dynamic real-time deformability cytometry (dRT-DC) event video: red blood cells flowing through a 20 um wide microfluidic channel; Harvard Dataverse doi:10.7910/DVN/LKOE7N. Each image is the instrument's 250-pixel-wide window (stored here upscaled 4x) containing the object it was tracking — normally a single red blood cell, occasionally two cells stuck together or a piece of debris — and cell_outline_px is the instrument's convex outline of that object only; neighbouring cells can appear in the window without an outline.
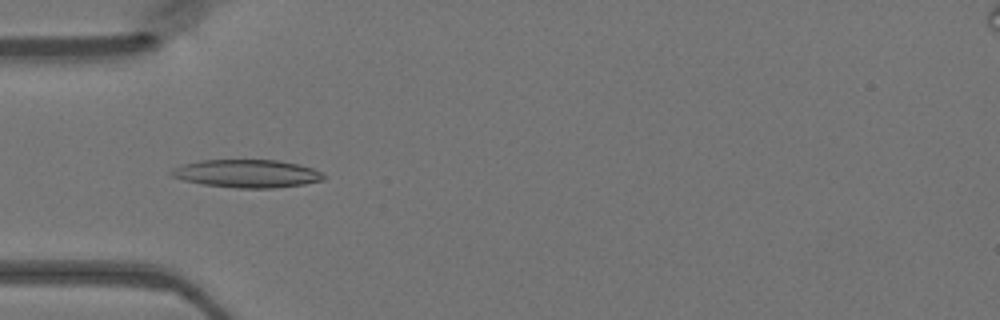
{"species": "Egyptian fruit bat (a non-hibernating species)", "species_latin": "Rousettus aegyptiacus", "temperature_condition": "warm", "stored_images_in_passage": 36, "camera_frame_rate_fps": 3000, "um_per_image_px": 0.085, "animal": {"sex": "female"}, "frame": {"image": 1, "passage_image": 3, "time_ms": 0.667, "image_size_px": [1000, 320], "cell_outline_px": [[324, 180], [304, 184], [272, 188], [236, 188], [204, 184], [184, 180], [172, 176], [168, 172], [172, 168], [184, 164], [200, 160], [280, 160], [300, 164], [324, 172]], "centroid_in_image_um": [21.02, 14.75], "position_along_channel_um": 64.0, "area_um2": 24.91}}
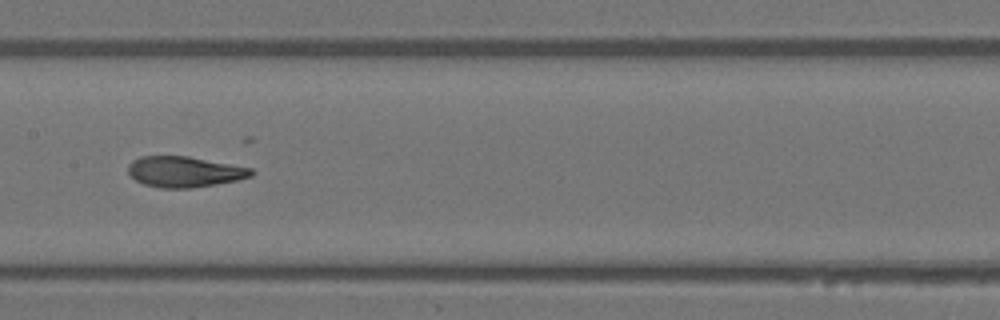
{"frame": {"image": 2, "passage_image": 12, "time_ms": 3.667, "image_size_px": [1000, 320], "cell_outline_px": [[256, 172], [252, 176], [236, 180], [216, 184], [192, 188], [160, 188], [144, 184], [136, 180], [128, 172], [128, 164], [132, 160], [140, 156], [188, 156], [252, 168]], "centroid_in_image_um": [15.68, 14.6], "position_along_channel_um": 191.7, "area_um2": 22.08}}
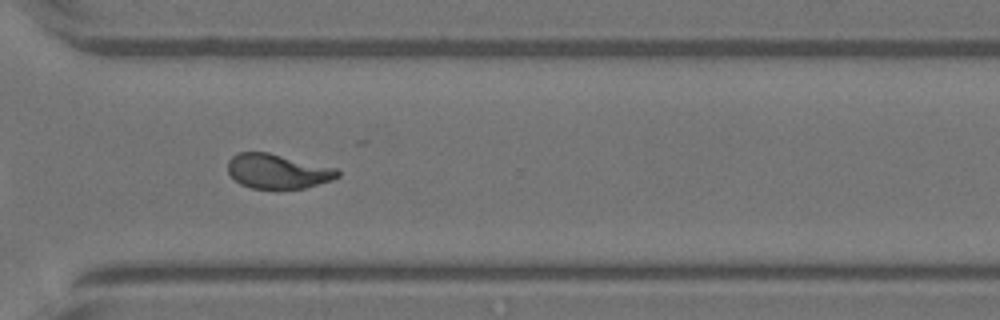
{"frame": {"image": 3, "passage_image": 23, "time_ms": 7.333, "image_size_px": [1000, 320], "cell_outline_px": [[340, 176], [332, 180], [304, 188], [252, 188], [240, 184], [228, 172], [228, 160], [232, 156], [240, 152], [268, 152], [336, 168], [340, 172]], "centroid_in_image_um": [23.6, 14.55], "position_along_channel_um": 347.0, "area_um2": 21.96}}